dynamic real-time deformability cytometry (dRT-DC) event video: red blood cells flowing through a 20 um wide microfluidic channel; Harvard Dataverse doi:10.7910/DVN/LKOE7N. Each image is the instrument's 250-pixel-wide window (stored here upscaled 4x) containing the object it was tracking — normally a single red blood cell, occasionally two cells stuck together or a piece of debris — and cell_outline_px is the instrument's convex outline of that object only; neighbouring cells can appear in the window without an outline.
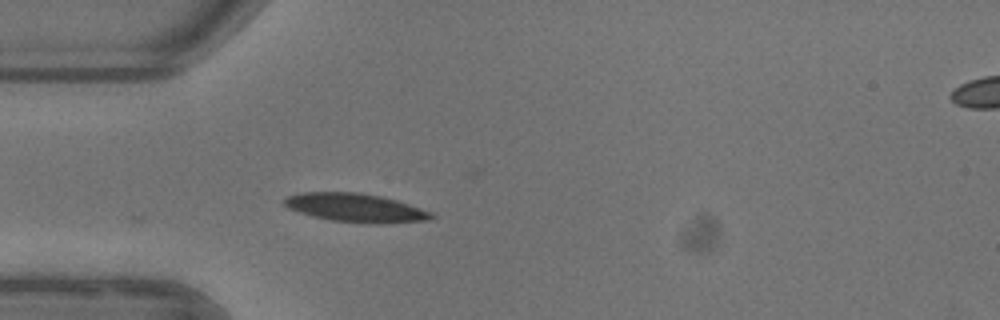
{"species": "common noctule bat (a hibernating species)", "species_latin": "Nyctalus noctula", "temperature_condition": "warm", "stored_images_in_passage": 28, "camera_frame_rate_fps": 3000, "um_per_image_px": 0.085, "animal": {"sex": "female"}, "frame": {"image": 1, "passage_image": 1, "time_ms": 0.0, "image_size_px": [1000, 320], "cell_outline_px": [[436, 216], [432, 220], [384, 224], [376, 224], [332, 220], [312, 216], [288, 208], [280, 200], [296, 192], [360, 192], [380, 196], [396, 200], [432, 212]], "centroid_in_image_um": [30.23, 17.66], "position_along_channel_um": 54.8, "area_um2": 24.74}}
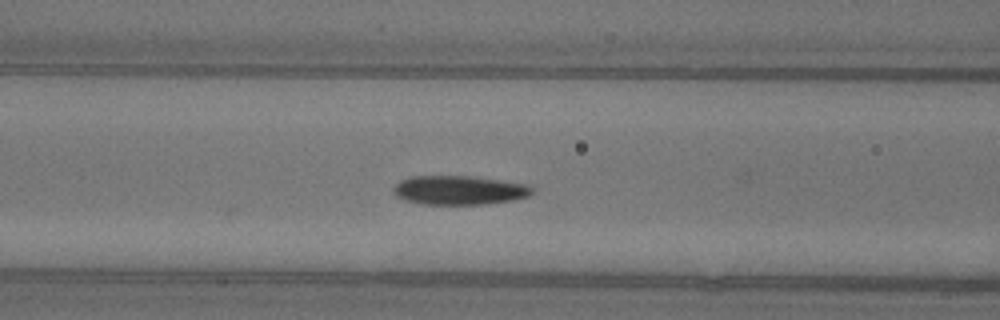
{"frame": {"image": 2, "passage_image": 7, "time_ms": 2.0, "image_size_px": [1000, 320], "cell_outline_px": [[532, 192], [528, 196], [512, 200], [484, 204], [424, 204], [404, 200], [396, 196], [392, 192], [392, 188], [400, 180], [412, 176], [472, 176], [528, 184], [532, 188]], "centroid_in_image_um": [38.99, 16.16], "position_along_channel_um": 127.6, "area_um2": 23.47}}
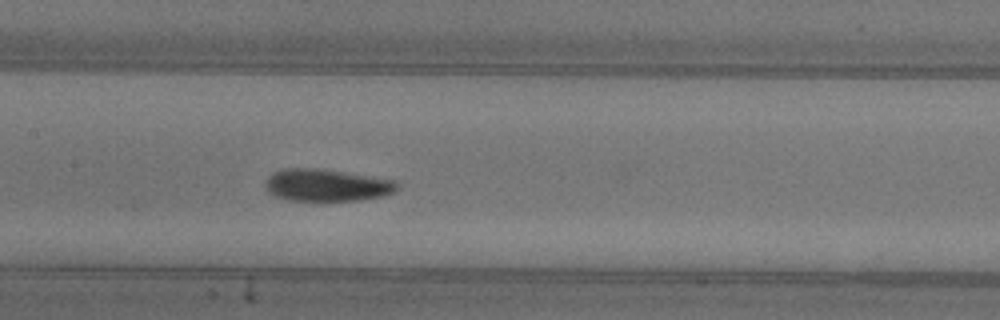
{"frame": {"image": 3, "passage_image": 11, "time_ms": 3.333, "image_size_px": [1000, 320], "cell_outline_px": [[400, 184], [392, 192], [380, 196], [356, 200], [288, 200], [272, 196], [264, 188], [264, 184], [268, 176], [272, 172], [284, 168], [320, 168], [396, 180]], "centroid_in_image_um": [27.69, 15.72], "position_along_channel_um": 179.7, "area_um2": 24.8}, "authors_computed_cell_mechanics": {"area_um2": 24.1604, "velocity_mm_per_s": 3.8901, "shape_relaxation_time_tau1_ms": 11.2993, "shape_relaxation_time_tau2_ms": null, "deformation_change_tau1": 0.3231, "deformation_change_tau2": null}}